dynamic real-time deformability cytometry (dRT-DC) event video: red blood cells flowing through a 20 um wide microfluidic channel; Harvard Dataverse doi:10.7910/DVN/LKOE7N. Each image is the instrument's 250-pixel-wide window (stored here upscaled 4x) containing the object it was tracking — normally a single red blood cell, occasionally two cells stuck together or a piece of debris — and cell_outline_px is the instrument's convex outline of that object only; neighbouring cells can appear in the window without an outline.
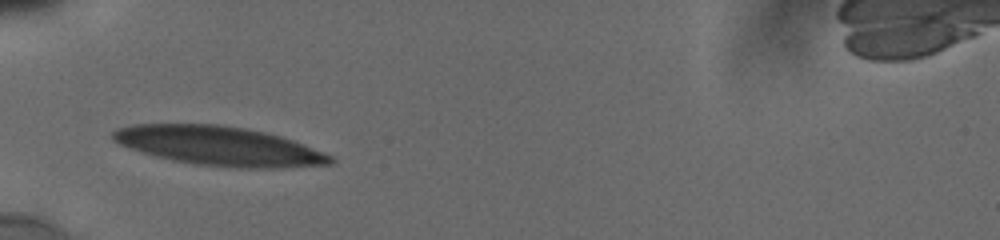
{"species": "human", "species_latin": "Homo sapiens", "temperature_condition": "cold", "stored_images_in_passage": 7, "camera_frame_rate_fps": 3000, "um_per_image_px": 0.085, "donor": {"sex": "male"}, "frame": {"image": 1, "passage_image": 1, "time_ms": 0.0, "image_size_px": [1000, 240], "cell_outline_px": [[336, 160], [332, 164], [280, 168], [236, 168], [196, 164], [172, 160], [156, 156], [128, 148], [112, 140], [112, 132], [116, 128], [132, 124], [216, 124], [248, 128], [280, 136], [292, 140], [332, 156]], "centroid_in_image_um": [18.6, 12.41], "position_along_channel_um": 66.4, "area_um2": 49.65}}
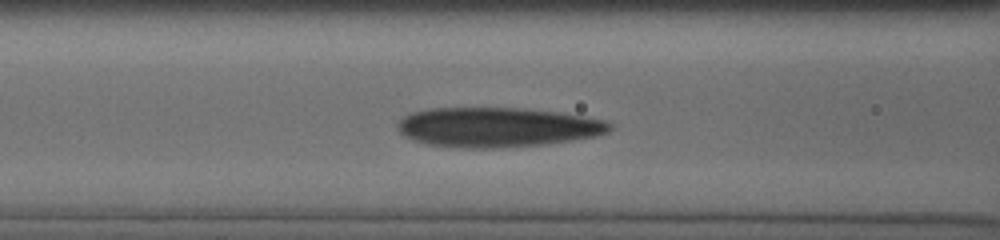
{"frame": {"image": 2, "passage_image": 4, "time_ms": 1.667, "image_size_px": [1000, 240], "cell_outline_px": [[612, 128], [608, 132], [600, 136], [544, 144], [496, 148], [464, 148], [424, 144], [412, 140], [404, 136], [396, 128], [396, 124], [404, 116], [412, 112], [432, 108], [520, 108], [560, 112], [604, 120], [612, 124]], "centroid_in_image_um": [42.26, 10.82], "position_along_channel_um": 124.3, "area_um2": 49.3}}
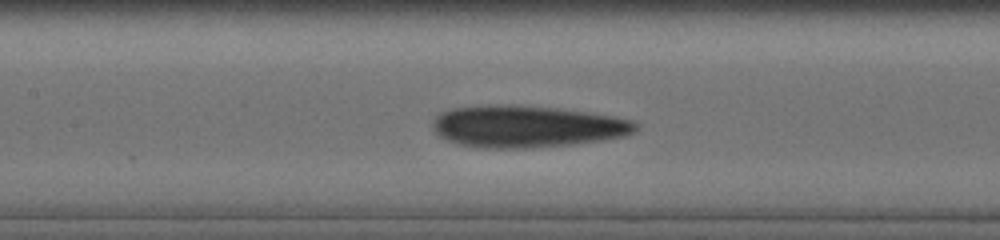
{"frame": {"image": 3, "passage_image": 6, "time_ms": 2.667, "image_size_px": [1000, 240], "cell_outline_px": [[640, 128], [624, 136], [604, 140], [572, 144], [532, 148], [480, 148], [460, 144], [448, 140], [440, 136], [432, 128], [432, 120], [440, 112], [452, 108], [496, 104], [512, 104], [560, 108], [588, 112], [612, 116], [632, 120], [640, 124]], "centroid_in_image_um": [44.79, 10.74], "position_along_channel_um": 162.6, "area_um2": 50.0}}